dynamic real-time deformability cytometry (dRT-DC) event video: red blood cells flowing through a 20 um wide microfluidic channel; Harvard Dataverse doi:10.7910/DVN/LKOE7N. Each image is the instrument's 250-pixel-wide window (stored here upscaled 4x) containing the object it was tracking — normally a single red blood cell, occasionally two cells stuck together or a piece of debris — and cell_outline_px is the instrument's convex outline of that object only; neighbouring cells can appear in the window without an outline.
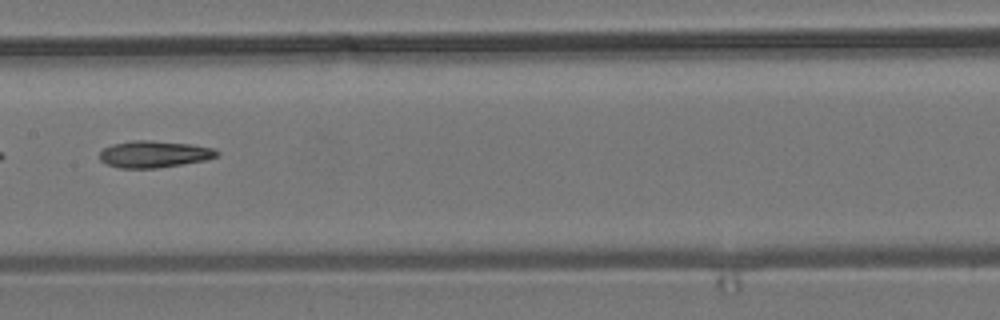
{"species": "common noctule bat (a hibernating species)", "species_latin": "Nyctalus noctula", "temperature_condition": "room temperature", "stored_images_in_passage": 20, "camera_frame_rate_fps": 3000, "um_per_image_px": 0.085, "animal": {"sex": "male", "body_mass_g": 19.2, "forearm_length_mm": 51.8}, "frame": {"image": 1, "passage_image": 11, "time_ms": 3.333, "image_size_px": [1000, 320], "cell_outline_px": [[220, 152], [216, 156], [204, 160], [156, 168], [120, 168], [108, 164], [100, 160], [100, 152], [104, 148], [112, 144], [132, 140], [152, 140], [192, 144], [216, 148]], "centroid_in_image_um": [13.11, 13.09], "position_along_channel_um": 194.3, "area_um2": 18.26}}
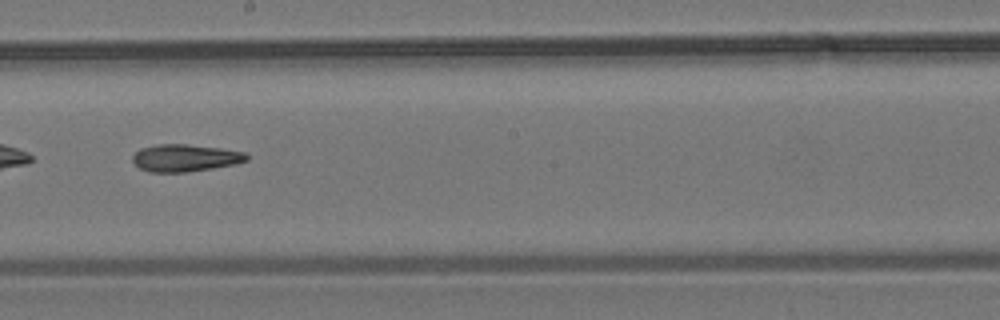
{"frame": {"image": 2, "passage_image": 14, "time_ms": 4.333, "image_size_px": [1000, 320], "cell_outline_px": [[248, 160], [236, 164], [188, 172], [148, 172], [140, 168], [132, 160], [132, 156], [140, 148], [156, 144], [184, 144], [220, 148], [244, 152], [248, 156]], "centroid_in_image_um": [15.72, 13.42], "position_along_channel_um": 232.5, "area_um2": 18.09}}